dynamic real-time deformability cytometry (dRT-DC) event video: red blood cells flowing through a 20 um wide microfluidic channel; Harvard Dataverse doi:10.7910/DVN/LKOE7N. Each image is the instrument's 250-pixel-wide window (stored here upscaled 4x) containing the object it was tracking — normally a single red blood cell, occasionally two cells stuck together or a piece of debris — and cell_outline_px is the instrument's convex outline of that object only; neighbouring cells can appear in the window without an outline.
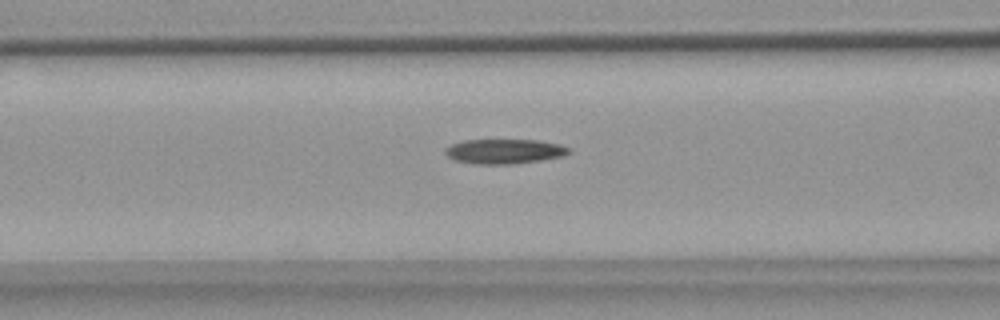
{"species": "common noctule bat (a hibernating species)", "species_latin": "Nyctalus noctula", "temperature_condition": "warm", "stored_images_in_passage": 54, "camera_frame_rate_fps": 3000, "um_per_image_px": 0.085, "animal": {"sex": "female", "body_mass_g": 18.4}, "frame": {"image": 1, "passage_image": 21, "time_ms": 6.667, "image_size_px": [1000, 320], "cell_outline_px": [[572, 152], [560, 156], [540, 160], [512, 164], [476, 164], [456, 160], [448, 156], [444, 152], [444, 148], [452, 144], [464, 140], [536, 140], [560, 144], [572, 148]], "centroid_in_image_um": [42.88, 12.86], "position_along_channel_um": 123.7, "area_um2": 17.74}}
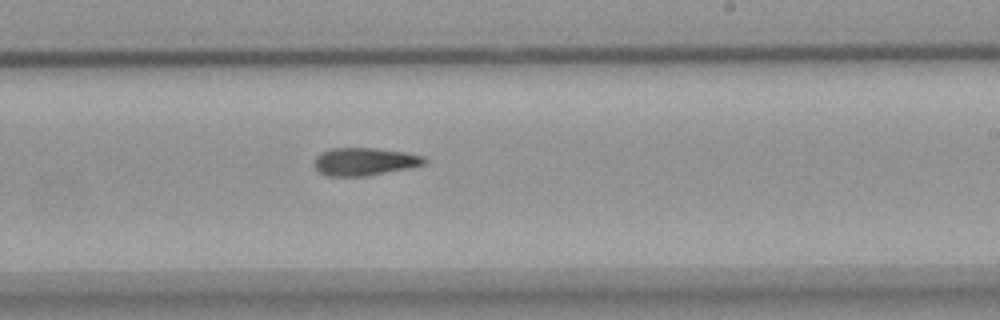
{"frame": {"image": 2, "passage_image": 32, "time_ms": 10.333, "image_size_px": [1000, 320], "cell_outline_px": [[428, 160], [424, 164], [408, 168], [364, 176], [328, 176], [320, 172], [316, 168], [316, 156], [320, 152], [332, 148], [376, 148], [404, 152], [424, 156]], "centroid_in_image_um": [30.99, 13.72], "position_along_channel_um": 258.0, "area_um2": 17.63}}
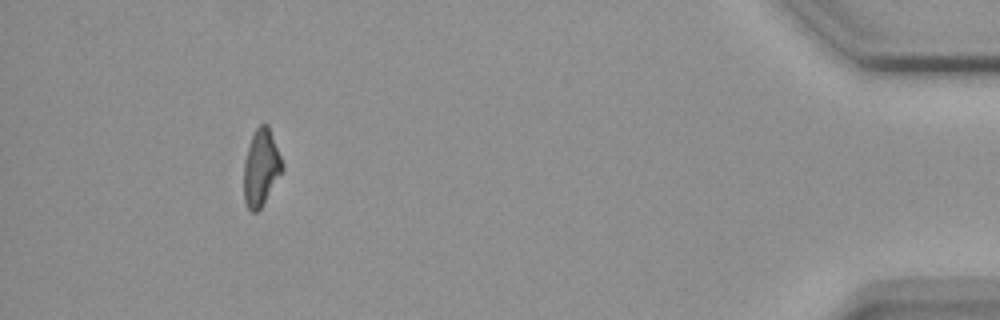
{"frame": {"image": 3, "passage_image": 50, "time_ms": 16.333, "image_size_px": [1000, 320], "cell_outline_px": [[284, 168], [260, 208], [256, 212], [252, 212], [248, 208], [244, 200], [244, 160], [252, 136], [256, 128], [260, 124], [268, 124], [284, 164]], "centroid_in_image_um": [22.19, 14.23], "position_along_channel_um": 413.0, "area_um2": 16.94}}